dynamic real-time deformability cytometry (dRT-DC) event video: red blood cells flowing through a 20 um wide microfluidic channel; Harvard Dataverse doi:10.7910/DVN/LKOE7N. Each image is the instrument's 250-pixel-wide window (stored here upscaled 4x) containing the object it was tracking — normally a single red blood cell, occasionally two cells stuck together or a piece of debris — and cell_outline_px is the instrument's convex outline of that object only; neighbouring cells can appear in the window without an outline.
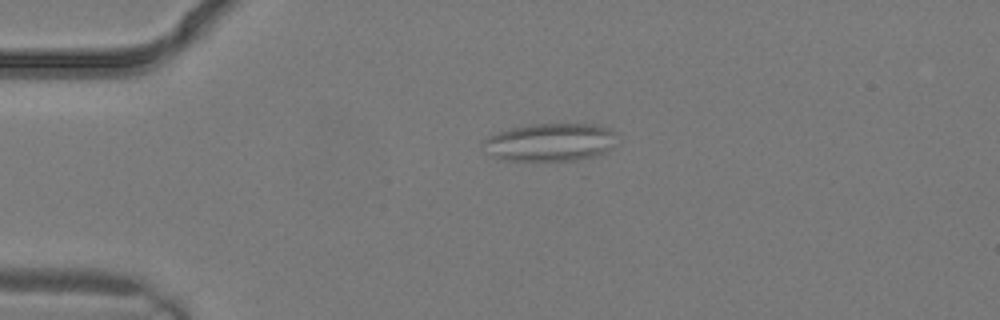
{"species": "common noctule bat (a hibernating species)", "species_latin": "Nyctalus noctula", "temperature_condition": "warm", "stored_images_in_passage": 3, "camera_frame_rate_fps": 3000, "um_per_image_px": 0.085, "animal": {"sex": "male", "body_mass_g": 19.2, "forearm_length_mm": 51.8}, "frame": {"image": 1, "passage_image": 2, "time_ms": 0.333, "image_size_px": [1000, 320], "cell_outline_px": [[616, 132], [612, 148], [608, 152], [576, 164], [572, 164], [504, 160], [496, 156], [484, 140], [488, 136], [512, 128], [532, 124], [596, 124], [608, 128]], "centroid_in_image_um": [46.94, 12.15], "position_along_channel_um": 38.1, "area_um2": 30.35}}
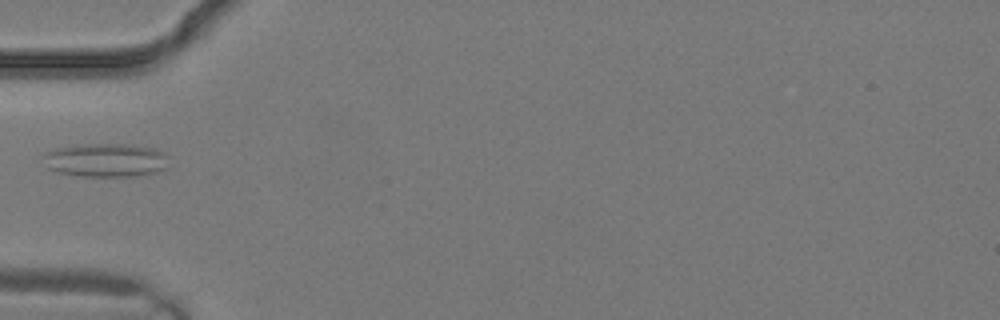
{"frame": {"image": 2, "passage_image": 3, "time_ms": 0.667, "image_size_px": [1000, 320], "cell_outline_px": [[168, 156], [164, 168], [156, 172], [136, 176], [80, 176], [56, 172], [48, 168], [40, 156], [44, 152], [56, 148], [76, 144], [124, 144], [152, 148], [164, 152]], "centroid_in_image_um": [8.91, 13.6], "position_along_channel_um": 76.1, "area_um2": 24.74}}